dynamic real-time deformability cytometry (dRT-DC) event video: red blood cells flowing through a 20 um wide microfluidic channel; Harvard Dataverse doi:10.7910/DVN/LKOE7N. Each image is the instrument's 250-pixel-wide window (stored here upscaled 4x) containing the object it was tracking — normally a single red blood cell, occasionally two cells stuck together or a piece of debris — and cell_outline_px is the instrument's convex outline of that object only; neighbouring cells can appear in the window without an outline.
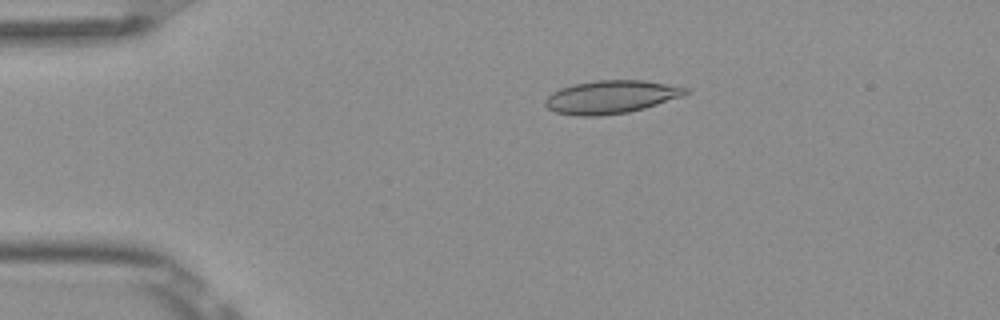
{"species": "Egyptian fruit bat (a non-hibernating species)", "species_latin": "Rousettus aegyptiacus", "temperature_condition": "room temperature", "stored_images_in_passage": 6, "camera_frame_rate_fps": 3000, "um_per_image_px": 0.085, "frame": {"image": 1, "passage_image": 2, "time_ms": 0.333, "image_size_px": [1000, 320], "cell_outline_px": [[692, 92], [644, 108], [628, 112], [600, 116], [572, 116], [556, 112], [548, 108], [544, 104], [544, 100], [552, 92], [560, 88], [572, 84], [596, 80], [644, 80], [668, 84], [688, 88]], "centroid_in_image_um": [51.89, 8.24], "position_along_channel_um": 33.1, "area_um2": 27.11}}
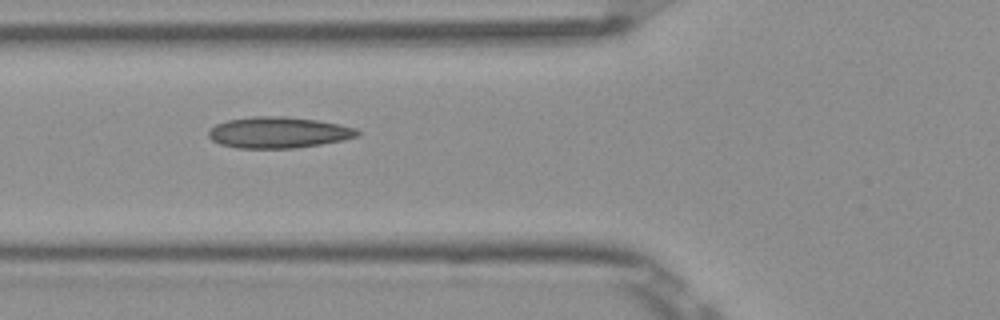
{"frame": {"image": 2, "passage_image": 4, "time_ms": 1.0, "image_size_px": [1000, 320], "cell_outline_px": [[360, 136], [344, 140], [296, 148], [236, 148], [220, 144], [212, 140], [208, 136], [208, 132], [216, 124], [228, 120], [252, 116], [284, 116], [316, 120], [340, 124], [356, 128], [360, 132]], "centroid_in_image_um": [23.69, 11.26], "position_along_channel_um": 102.1, "area_um2": 27.11}}
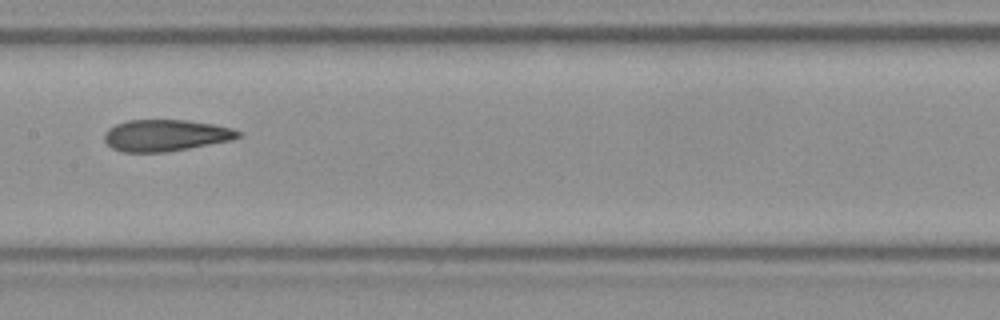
{"frame": {"image": 3, "passage_image": 6, "time_ms": 1.667, "image_size_px": [1000, 320], "cell_outline_px": [[240, 136], [232, 140], [168, 152], [120, 152], [112, 148], [104, 140], [104, 132], [108, 128], [116, 124], [128, 120], [188, 120], [212, 124], [232, 128], [240, 132]], "centroid_in_image_um": [14.05, 11.51], "position_along_channel_um": 193.4, "area_um2": 24.68}}